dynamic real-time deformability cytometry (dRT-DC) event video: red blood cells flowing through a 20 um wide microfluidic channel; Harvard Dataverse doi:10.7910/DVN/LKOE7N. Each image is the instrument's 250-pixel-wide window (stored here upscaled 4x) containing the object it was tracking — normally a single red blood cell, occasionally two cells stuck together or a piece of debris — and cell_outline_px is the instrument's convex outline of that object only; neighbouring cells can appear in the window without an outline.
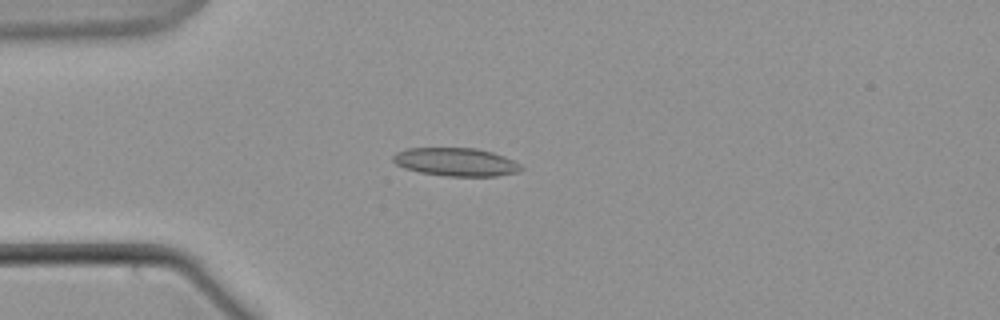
{"species": "common noctule bat (a hibernating species)", "species_latin": "Nyctalus noctula", "temperature_condition": "warm", "stored_images_in_passage": 60, "camera_frame_rate_fps": 3000, "um_per_image_px": 0.085, "animal": {"sex": "male", "body_mass_g": 21.5, "forearm_length_mm": 52.0}, "frame": {"image": 1, "passage_image": 16, "time_ms": 5.0, "image_size_px": [1000, 320], "cell_outline_px": [[524, 168], [516, 172], [496, 176], [444, 176], [420, 172], [404, 168], [396, 164], [392, 160], [392, 156], [396, 152], [404, 148], [476, 148], [492, 152], [504, 156], [520, 164]], "centroid_in_image_um": [38.72, 13.76], "position_along_channel_um": 46.3, "area_um2": 21.1}}
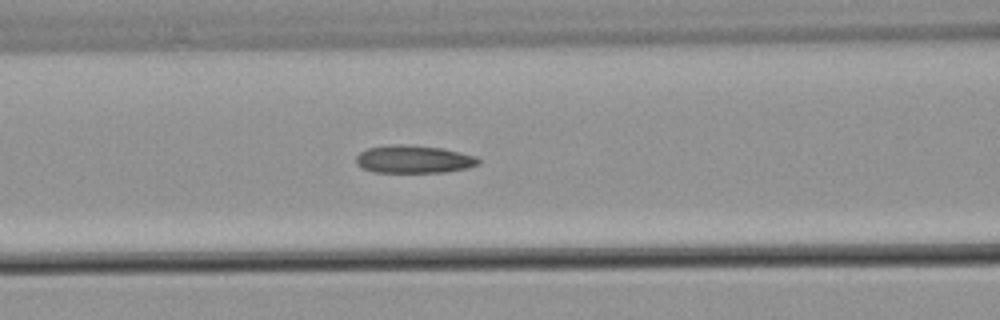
{"frame": {"image": 2, "passage_image": 25, "time_ms": 8.0, "image_size_px": [1000, 320], "cell_outline_px": [[480, 164], [468, 168], [444, 172], [376, 172], [364, 168], [356, 164], [356, 156], [360, 152], [368, 148], [440, 148], [476, 156], [480, 160]], "centroid_in_image_um": [35.24, 13.61], "position_along_channel_um": 131.4, "area_um2": 18.5}}
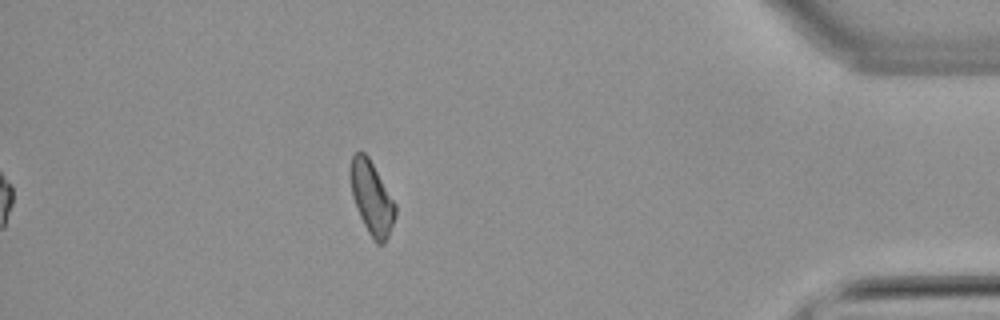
{"frame": {"image": 3, "passage_image": 53, "time_ms": 17.333, "image_size_px": [1000, 320], "cell_outline_px": [[396, 216], [388, 236], [384, 244], [376, 244], [372, 240], [360, 216], [352, 196], [348, 172], [352, 156], [356, 152], [364, 152], [368, 156], [396, 204]], "centroid_in_image_um": [31.58, 16.83], "position_along_channel_um": 403.6, "area_um2": 19.25}}